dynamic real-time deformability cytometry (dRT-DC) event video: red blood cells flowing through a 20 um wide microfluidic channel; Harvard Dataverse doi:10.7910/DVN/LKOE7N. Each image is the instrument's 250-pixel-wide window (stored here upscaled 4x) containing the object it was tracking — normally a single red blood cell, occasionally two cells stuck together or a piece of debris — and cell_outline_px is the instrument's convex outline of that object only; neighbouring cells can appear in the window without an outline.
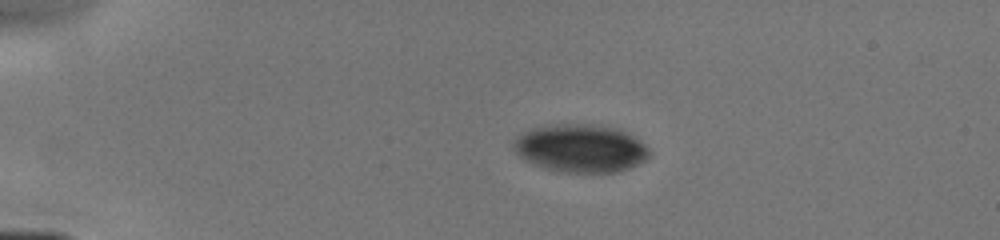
{"species": "human", "species_latin": "Homo sapiens", "temperature_condition": "cold", "stored_images_in_passage": 52, "camera_frame_rate_fps": 3000, "um_per_image_px": 0.085, "donor": {"sex": "male"}, "frame": {"image": 1, "passage_image": 1, "time_ms": 0.0, "image_size_px": [1000, 240], "cell_outline_px": [[648, 156], [644, 160], [628, 168], [616, 172], [564, 172], [544, 168], [524, 160], [516, 152], [512, 144], [524, 132], [536, 128], [616, 128], [632, 136], [644, 144], [648, 148]], "centroid_in_image_um": [49.36, 12.7], "position_along_channel_um": 35.6, "area_um2": 35.6}}
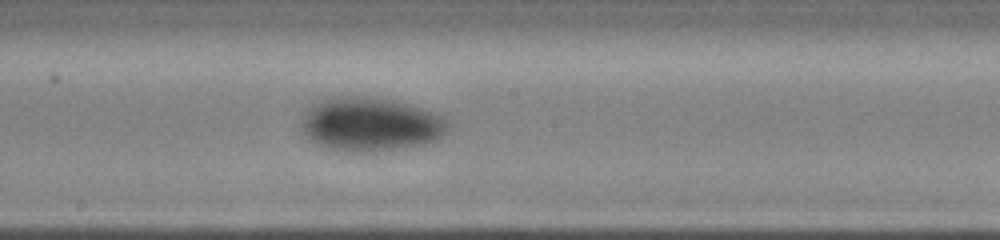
{"frame": {"image": 2, "passage_image": 30, "time_ms": 5.667, "image_size_px": [1000, 240], "cell_outline_px": [[448, 124], [444, 132], [436, 140], [424, 144], [360, 152], [352, 152], [332, 148], [316, 144], [300, 128], [300, 120], [304, 112], [312, 104], [320, 100], [332, 96], [372, 96], [392, 100], [420, 108], [432, 112], [448, 120]], "centroid_in_image_um": [31.41, 10.53], "position_along_channel_um": 216.8, "area_um2": 45.49}}
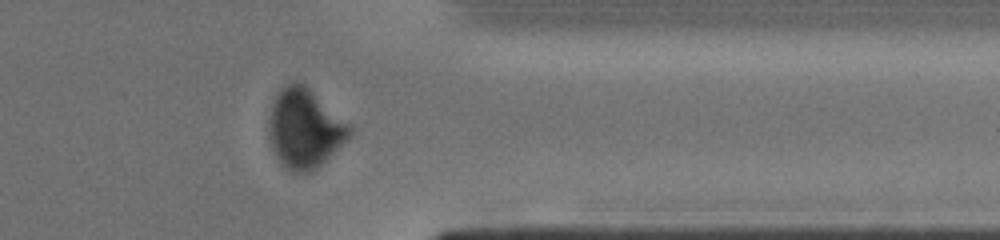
{"frame": {"image": 3, "passage_image": 51, "time_ms": 9.667, "image_size_px": [1000, 240], "cell_outline_px": [[352, 136], [316, 168], [308, 172], [292, 172], [280, 160], [272, 148], [268, 136], [268, 116], [272, 100], [280, 88], [292, 80], [304, 84], [348, 124], [352, 128]], "centroid_in_image_um": [25.85, 10.89], "position_along_channel_um": 385.5, "area_um2": 36.99}}